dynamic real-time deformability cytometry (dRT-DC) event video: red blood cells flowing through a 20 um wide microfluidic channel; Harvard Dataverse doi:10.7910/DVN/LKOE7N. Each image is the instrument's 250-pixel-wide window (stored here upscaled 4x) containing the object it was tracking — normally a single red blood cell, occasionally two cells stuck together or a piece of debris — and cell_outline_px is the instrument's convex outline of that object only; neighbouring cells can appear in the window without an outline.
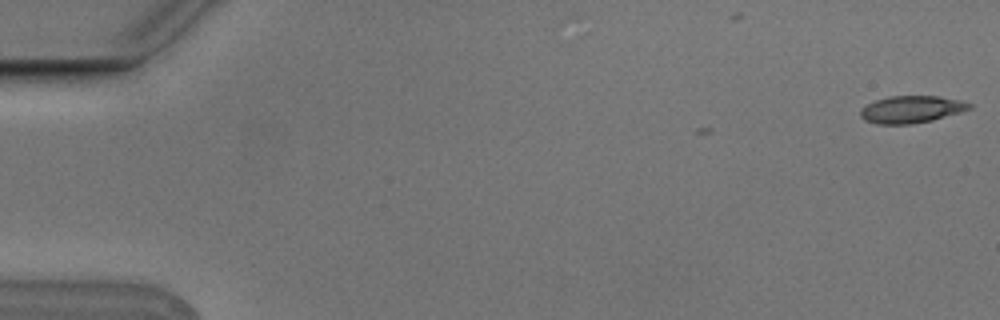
{"species": "Egyptian fruit bat (a non-hibernating species)", "species_latin": "Rousettus aegyptiacus", "temperature_condition": "cold", "stored_images_in_passage": 6, "camera_frame_rate_fps": 3000, "um_per_image_px": 0.085, "animal": {"sex": "male"}, "frame": {"image": 1, "passage_image": 1, "time_ms": 0.0, "image_size_px": [1000, 320], "cell_outline_px": [[972, 108], [960, 112], [932, 120], [912, 124], [876, 124], [864, 120], [860, 116], [860, 108], [876, 100], [888, 96], [940, 96], [960, 100], [972, 104]], "centroid_in_image_um": [77.45, 9.29], "position_along_channel_um": 7.6, "area_um2": 17.28}}